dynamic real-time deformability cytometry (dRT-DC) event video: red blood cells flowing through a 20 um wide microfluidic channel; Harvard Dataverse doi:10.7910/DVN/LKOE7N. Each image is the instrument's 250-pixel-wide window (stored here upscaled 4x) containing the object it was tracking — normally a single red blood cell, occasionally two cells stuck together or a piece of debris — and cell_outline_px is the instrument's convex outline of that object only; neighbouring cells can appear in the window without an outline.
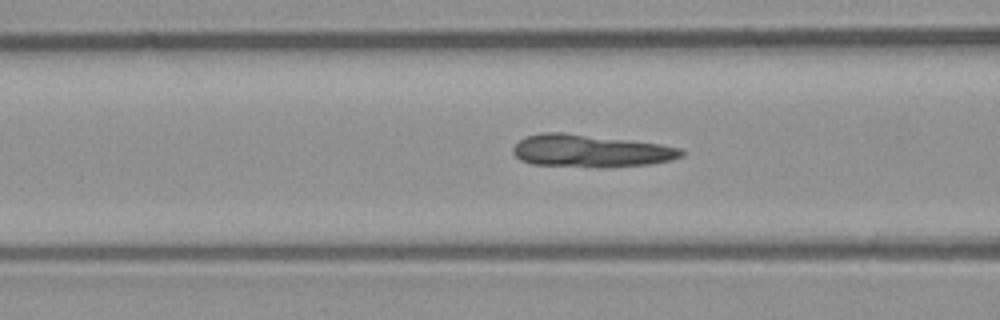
{"species": "common noctule bat (a hibernating species)", "species_latin": "Nyctalus noctula", "temperature_condition": "room temperature", "stored_images_in_passage": 32, "camera_frame_rate_fps": 3000, "um_per_image_px": 0.085, "animal": {"sex": "male", "body_mass_g": 23.1, "forearm_length_mm": 52.7}, "frame": {"image": 1, "passage_image": 5, "time_ms": 1.333, "image_size_px": [1000, 320], "cell_outline_px": [[684, 156], [672, 160], [648, 164], [532, 164], [520, 160], [512, 152], [512, 148], [524, 136], [540, 132], [564, 132], [660, 144], [680, 148], [684, 152]], "centroid_in_image_um": [50.15, 12.76], "position_along_channel_um": 116.4, "area_um2": 30.46}}
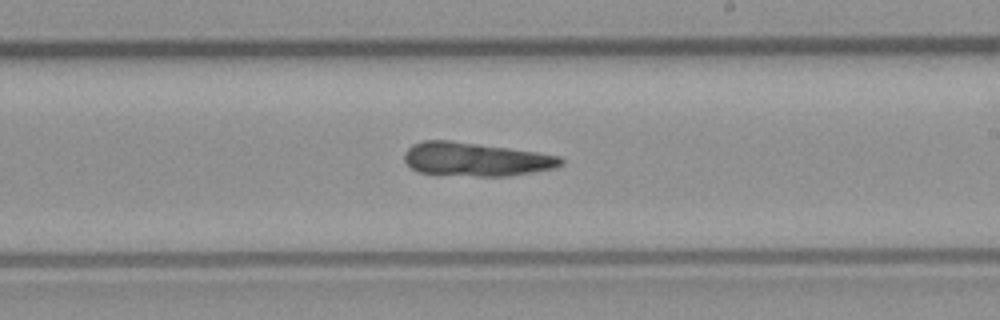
{"frame": {"image": 2, "passage_image": 15, "time_ms": 4.667, "image_size_px": [1000, 320], "cell_outline_px": [[564, 164], [556, 168], [504, 176], [480, 176], [420, 172], [412, 168], [404, 160], [404, 152], [412, 144], [424, 140], [452, 140], [536, 152], [560, 156], [564, 160]], "centroid_in_image_um": [40.44, 13.52], "position_along_channel_um": 248.6, "area_um2": 30.4}}
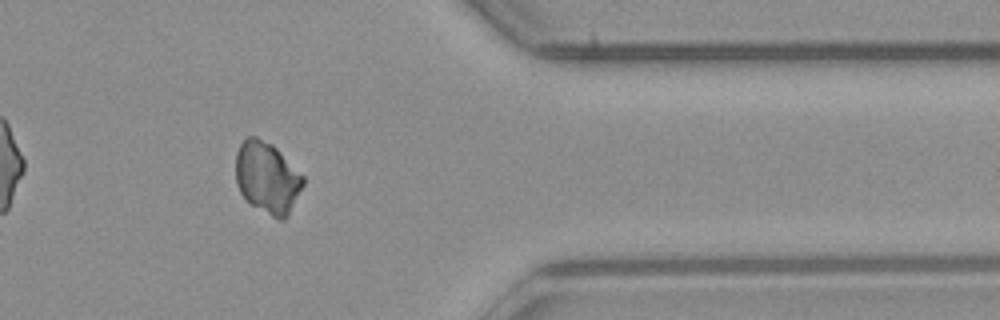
{"frame": {"image": 3, "passage_image": 27, "time_ms": 8.667, "image_size_px": [1000, 320], "cell_outline_px": [[304, 184], [288, 216], [284, 220], [280, 220], [272, 216], [252, 204], [240, 192], [236, 184], [236, 152], [240, 144], [248, 136], [256, 136], [272, 144], [304, 176]], "centroid_in_image_um": [22.72, 15.08], "position_along_channel_um": 388.7, "area_um2": 27.92}}